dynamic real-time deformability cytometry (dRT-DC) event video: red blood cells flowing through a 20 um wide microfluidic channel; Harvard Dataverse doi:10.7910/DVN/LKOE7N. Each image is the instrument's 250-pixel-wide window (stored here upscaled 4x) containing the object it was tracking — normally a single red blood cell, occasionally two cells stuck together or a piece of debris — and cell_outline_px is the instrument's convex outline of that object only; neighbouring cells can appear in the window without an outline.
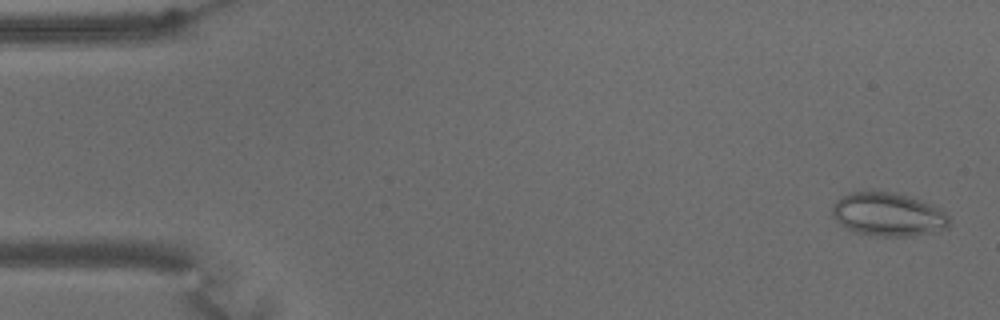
{"species": "common noctule bat (a hibernating species)", "species_latin": "Nyctalus noctula", "temperature_condition": "warm", "stored_images_in_passage": 62, "camera_frame_rate_fps": 3000, "um_per_image_px": 0.085, "animal": {"sex": "male", "body_mass_g": 15.6}, "frame": {"image": 1, "passage_image": 2, "time_ms": 0.333, "image_size_px": [1000, 320], "cell_outline_px": [[948, 228], [932, 232], [912, 236], [876, 236], [852, 232], [840, 224], [832, 216], [832, 204], [840, 196], [852, 192], [868, 188], [872, 188], [892, 192], [908, 196], [920, 200], [940, 208], [948, 216]], "centroid_in_image_um": [75.42, 18.19], "position_along_channel_um": 9.6, "area_um2": 30.29}}
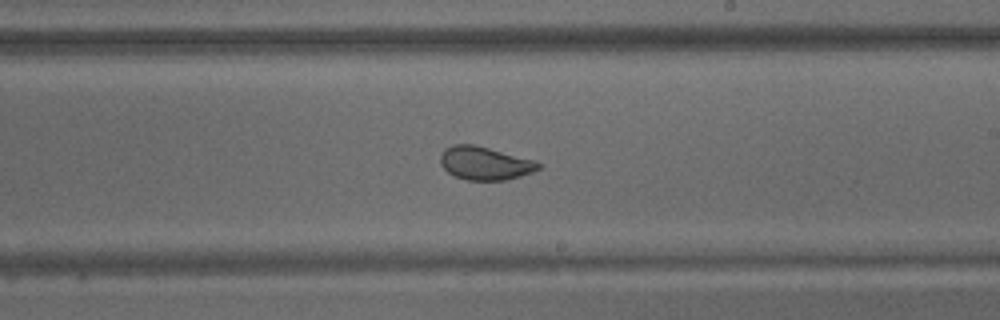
{"frame": {"image": 2, "passage_image": 36, "time_ms": 11.667, "image_size_px": [1000, 320], "cell_outline_px": [[540, 168], [532, 172], [520, 176], [504, 180], [468, 180], [456, 176], [448, 172], [440, 164], [440, 156], [444, 148], [452, 144], [472, 144], [536, 160], [540, 164]], "centroid_in_image_um": [41.2, 13.87], "position_along_channel_um": 247.8, "area_um2": 18.9}}
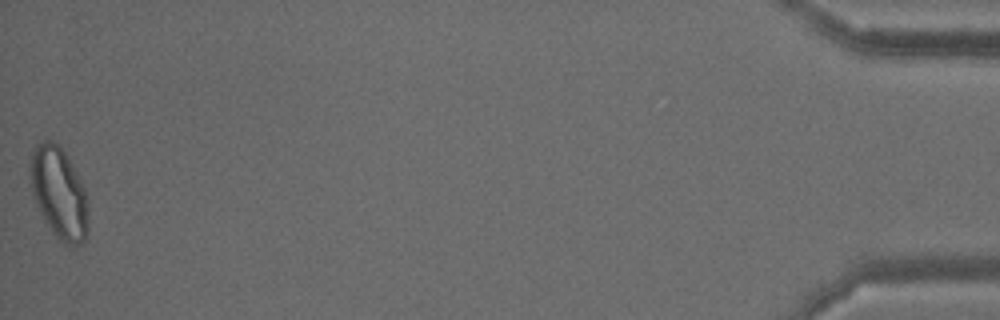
{"frame": {"image": 3, "passage_image": 62, "time_ms": 20.333, "image_size_px": [1000, 320], "cell_outline_px": [[88, 228], [84, 240], [80, 244], [72, 248], [68, 248], [52, 232], [36, 204], [32, 188], [28, 168], [36, 144], [44, 140], [52, 140], [60, 144], [72, 164], [84, 188], [88, 200]], "centroid_in_image_um": [5.03, 16.41], "position_along_channel_um": 430.2, "area_um2": 31.15}, "authors_computed_cell_mechanics": {"area_um2": 24.3627, "velocity_mm_per_s": 3.2328, "shape_relaxation_time_tau1_ms": null, "shape_relaxation_time_tau2_ms": 0.885, "deformation_change_tau1": null, "deformation_change_tau2": 0.0643}}